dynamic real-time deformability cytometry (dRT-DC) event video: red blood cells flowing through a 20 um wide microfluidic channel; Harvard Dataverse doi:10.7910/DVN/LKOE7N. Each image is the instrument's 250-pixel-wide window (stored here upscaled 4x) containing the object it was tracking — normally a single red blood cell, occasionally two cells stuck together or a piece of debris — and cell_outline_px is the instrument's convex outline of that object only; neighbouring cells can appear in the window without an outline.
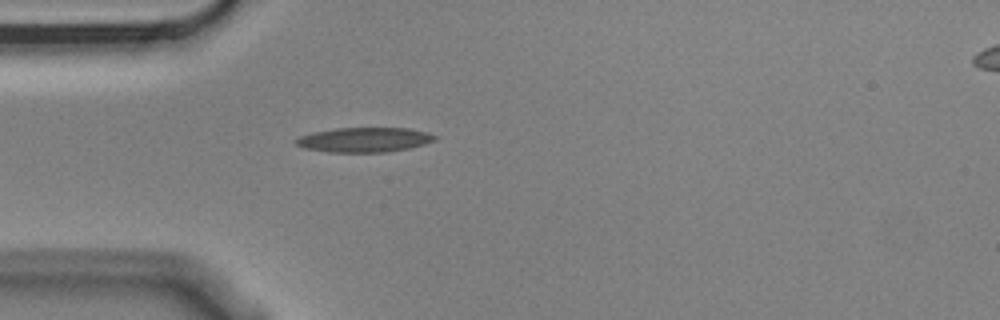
{"species": "Egyptian fruit bat (a non-hibernating species)", "species_latin": "Rousettus aegyptiacus", "temperature_condition": "cold", "stored_images_in_passage": 1, "camera_frame_rate_fps": 3000, "um_per_image_px": 0.085, "animal": {"sex": "male"}, "frame": {"image": 1, "passage_image": 1, "time_ms": 0.0, "image_size_px": [1000, 320], "cell_outline_px": [[436, 140], [412, 148], [388, 152], [328, 152], [304, 148], [296, 144], [292, 140], [300, 136], [312, 132], [336, 128], [408, 128], [428, 132], [436, 136]], "centroid_in_image_um": [30.96, 11.88], "position_along_channel_um": 54.0, "area_um2": 20.17}}